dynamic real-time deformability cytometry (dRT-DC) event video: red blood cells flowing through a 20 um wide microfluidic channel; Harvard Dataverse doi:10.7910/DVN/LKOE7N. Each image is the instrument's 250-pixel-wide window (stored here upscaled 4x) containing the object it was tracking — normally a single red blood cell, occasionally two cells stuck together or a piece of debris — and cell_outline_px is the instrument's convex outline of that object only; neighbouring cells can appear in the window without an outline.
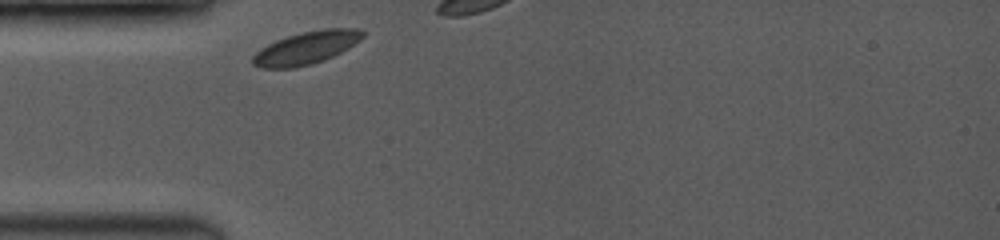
{"species": "common noctule bat (a hibernating species)", "species_latin": "Nyctalus noctula", "temperature_condition": "room temperature", "stored_images_in_passage": 6, "camera_frame_rate_fps": 3500, "um_per_image_px": 0.085, "animal": {"sex": "female", "body_mass_g": 19.0, "forearm_length_mm": 53.3}, "frame": {"image": 1, "passage_image": 1, "time_ms": 0.0, "image_size_px": [1000, 240], "cell_outline_px": [[364, 36], [360, 40], [348, 48], [324, 60], [312, 64], [292, 68], [260, 68], [252, 64], [252, 56], [260, 48], [276, 40], [288, 36], [304, 32], [324, 28], [356, 28], [364, 32]], "centroid_in_image_um": [26.01, 4.07], "position_along_channel_um": 59.0, "area_um2": 20.87}}